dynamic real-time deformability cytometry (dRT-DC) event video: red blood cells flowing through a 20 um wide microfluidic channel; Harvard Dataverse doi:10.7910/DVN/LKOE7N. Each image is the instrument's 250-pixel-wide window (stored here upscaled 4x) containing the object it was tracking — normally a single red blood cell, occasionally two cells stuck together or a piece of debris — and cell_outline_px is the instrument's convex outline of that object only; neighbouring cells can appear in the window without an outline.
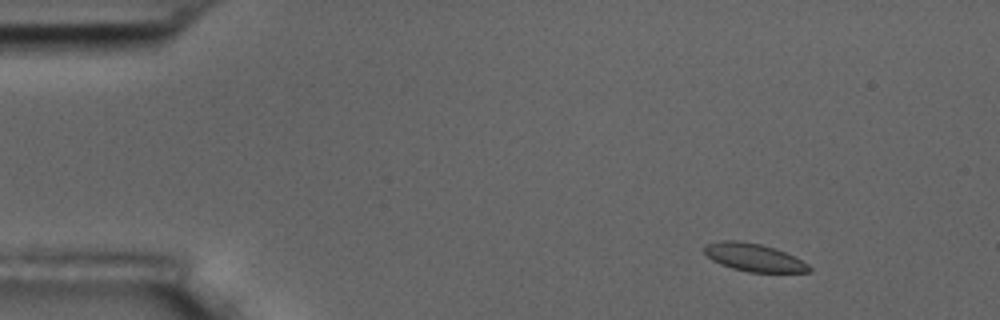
{"species": "common noctule bat (a hibernating species)", "species_latin": "Nyctalus noctula", "temperature_condition": "room temperature", "stored_images_in_passage": 4, "camera_frame_rate_fps": 3000, "um_per_image_px": 0.085, "animal": {"sex": "male", "body_mass_g": 17.5, "forearm_length_mm": 52.3}, "frame": {"image": 1, "passage_image": 2, "time_ms": 1.333, "image_size_px": [1000, 320], "cell_outline_px": [[812, 272], [748, 272], [732, 268], [720, 264], [712, 260], [704, 252], [704, 244], [720, 240], [736, 240], [760, 244], [776, 248], [808, 264], [812, 268]], "centroid_in_image_um": [64.05, 21.88], "position_along_channel_um": 21.0, "area_um2": 16.99}}